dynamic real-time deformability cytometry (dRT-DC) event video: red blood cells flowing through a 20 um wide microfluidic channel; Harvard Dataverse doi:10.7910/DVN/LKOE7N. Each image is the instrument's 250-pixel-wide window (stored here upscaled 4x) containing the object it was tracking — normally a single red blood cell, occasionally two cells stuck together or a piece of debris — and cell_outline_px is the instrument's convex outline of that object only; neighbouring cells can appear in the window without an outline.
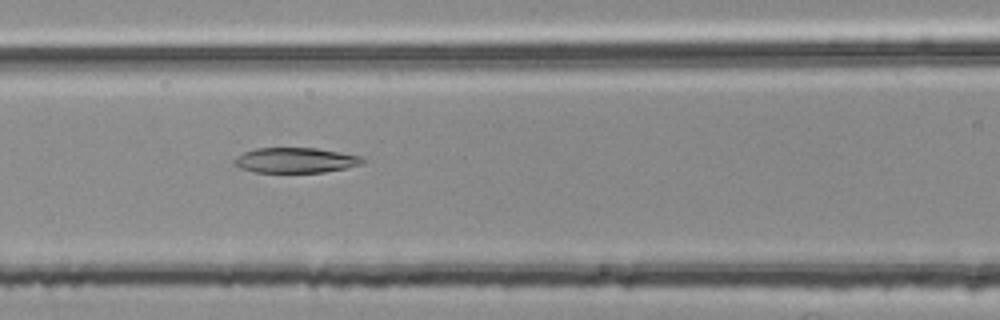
{"species": "common noctule bat (a hibernating species)", "species_latin": "Nyctalus noctula", "temperature_condition": "room temperature", "stored_images_in_passage": 49, "camera_frame_rate_fps": 3000, "um_per_image_px": 0.085, "animal": {"sex": "female", "body_mass_g": 25.1}, "frame": {"image": 1, "passage_image": 23, "time_ms": 7.333, "image_size_px": [1000, 320], "cell_outline_px": [[368, 160], [364, 164], [348, 168], [324, 172], [256, 172], [240, 168], [232, 164], [232, 160], [236, 156], [244, 152], [256, 148], [316, 148], [340, 152], [360, 156]], "centroid_in_image_um": [25.14, 13.62], "position_along_channel_um": 141.5, "area_um2": 19.07}}
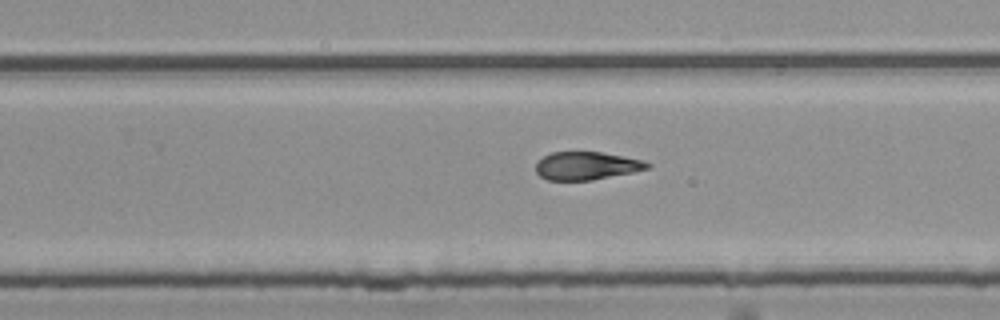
{"frame": {"image": 2, "passage_image": 34, "time_ms": 11.0, "image_size_px": [1000, 320], "cell_outline_px": [[652, 168], [592, 180], [548, 180], [540, 176], [536, 172], [536, 164], [544, 156], [552, 152], [600, 152], [644, 160], [652, 164]], "centroid_in_image_um": [49.89, 14.09], "position_along_channel_um": 279.9, "area_um2": 18.15}}
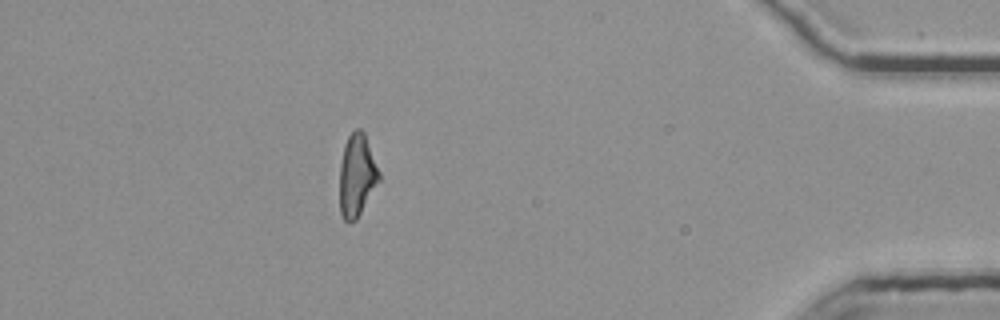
{"frame": {"image": 3, "passage_image": 48, "time_ms": 15.667, "image_size_px": [1000, 320], "cell_outline_px": [[380, 180], [356, 220], [348, 224], [344, 220], [340, 212], [340, 164], [344, 144], [348, 136], [356, 128], [360, 128], [364, 132], [380, 172]], "centroid_in_image_um": [30.33, 14.91], "position_along_channel_um": 404.9, "area_um2": 19.02}}